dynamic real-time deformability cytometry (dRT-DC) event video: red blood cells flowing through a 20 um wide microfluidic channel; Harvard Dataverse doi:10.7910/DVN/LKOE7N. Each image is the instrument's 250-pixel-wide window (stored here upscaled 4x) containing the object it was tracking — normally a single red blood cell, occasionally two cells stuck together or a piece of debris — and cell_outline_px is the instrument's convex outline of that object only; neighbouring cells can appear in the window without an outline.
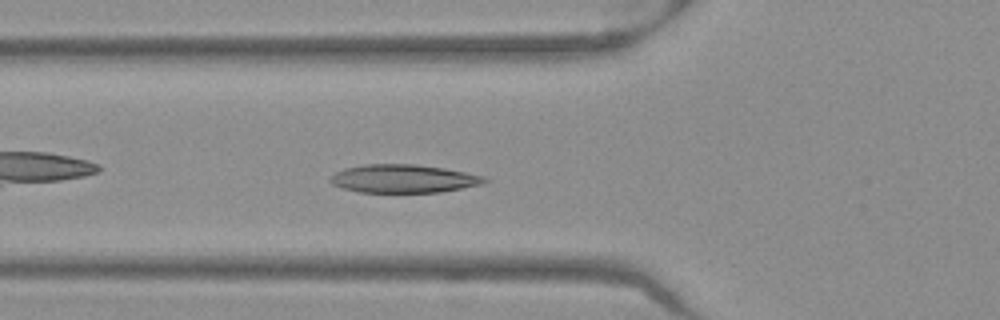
{"species": "Egyptian fruit bat (a non-hibernating species)", "species_latin": "Rousettus aegyptiacus", "temperature_condition": "warm", "stored_images_in_passage": 39, "camera_frame_rate_fps": 3000, "um_per_image_px": 0.085, "frame": {"image": 1, "passage_image": 6, "time_ms": 1.667, "image_size_px": [1000, 320], "cell_outline_px": [[488, 180], [480, 184], [440, 192], [360, 192], [344, 188], [332, 184], [328, 180], [336, 172], [344, 168], [364, 164], [416, 164], [444, 168], [484, 176]], "centroid_in_image_um": [34.26, 15.18], "position_along_channel_um": 91.5, "area_um2": 25.14}}
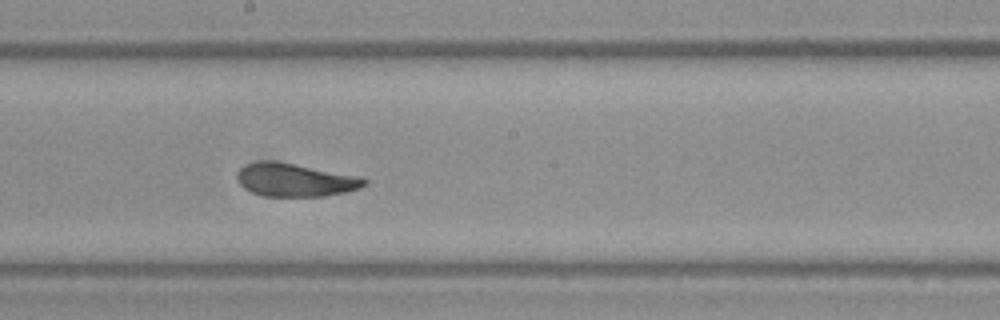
{"frame": {"image": 2, "passage_image": 16, "time_ms": 5.0, "image_size_px": [1000, 320], "cell_outline_px": [[368, 184], [360, 188], [344, 192], [324, 196], [264, 196], [252, 192], [244, 188], [236, 180], [236, 172], [244, 164], [264, 160], [272, 160], [296, 164], [360, 176], [368, 180]], "centroid_in_image_um": [25.06, 15.28], "position_along_channel_um": 223.1, "area_um2": 24.8}}
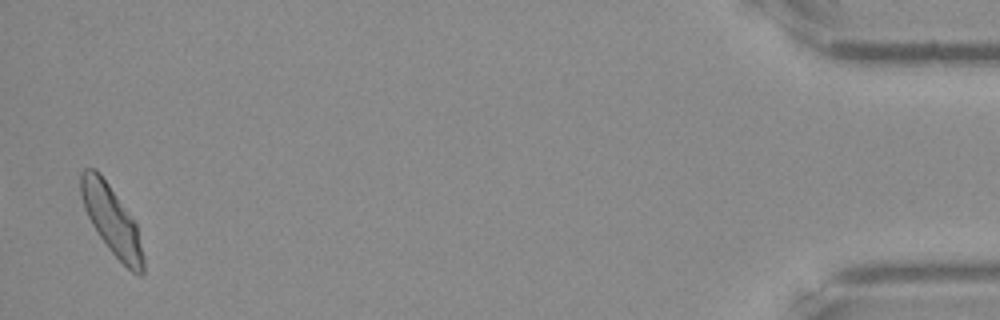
{"frame": {"image": 3, "passage_image": 38, "time_ms": 12.333, "image_size_px": [1000, 320], "cell_outline_px": [[144, 272], [140, 276], [132, 272], [108, 248], [92, 224], [84, 208], [80, 196], [80, 172], [84, 168], [96, 168], [100, 172], [136, 224], [144, 256]], "centroid_in_image_um": [9.47, 18.69], "position_along_channel_um": 425.7, "area_um2": 24.68}, "authors_computed_cell_mechanics": {"area_um2": 24.7962, "velocity_mm_per_s": 3.9325, "shape_relaxation_time_tau1_ms": 4.4885, "shape_relaxation_time_tau2_ms": 1.6542, "deformation_change_tau1": 0.1607, "deformation_change_tau2": 0.0598}}